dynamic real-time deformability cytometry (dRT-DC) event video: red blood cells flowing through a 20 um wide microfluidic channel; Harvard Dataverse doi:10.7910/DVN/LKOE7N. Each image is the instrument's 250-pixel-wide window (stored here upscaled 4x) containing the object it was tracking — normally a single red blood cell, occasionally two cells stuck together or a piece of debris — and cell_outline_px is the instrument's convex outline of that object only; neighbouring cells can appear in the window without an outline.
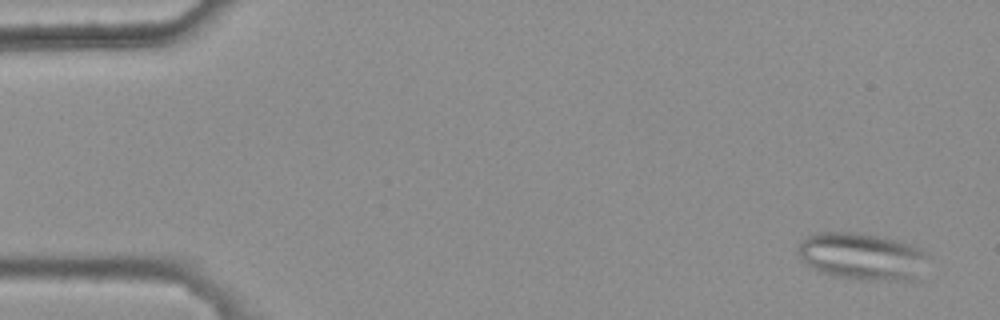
{"species": "common noctule bat (a hibernating species)", "species_latin": "Nyctalus noctula", "temperature_condition": "warm", "stored_images_in_passage": 5, "camera_frame_rate_fps": 3000, "um_per_image_px": 0.085, "animal": {"sex": "female", "body_mass_g": 25.1}, "frame": {"image": 1, "passage_image": 1, "time_ms": 0.0, "image_size_px": [1000, 320], "cell_outline_px": [[924, 256], [920, 280], [860, 280], [836, 276], [820, 272], [812, 268], [800, 260], [800, 244], [808, 236], [816, 232], [860, 232], [880, 236], [912, 244], [920, 248], [924, 252]], "centroid_in_image_um": [73.27, 21.8], "position_along_channel_um": 11.7, "area_um2": 35.6}}